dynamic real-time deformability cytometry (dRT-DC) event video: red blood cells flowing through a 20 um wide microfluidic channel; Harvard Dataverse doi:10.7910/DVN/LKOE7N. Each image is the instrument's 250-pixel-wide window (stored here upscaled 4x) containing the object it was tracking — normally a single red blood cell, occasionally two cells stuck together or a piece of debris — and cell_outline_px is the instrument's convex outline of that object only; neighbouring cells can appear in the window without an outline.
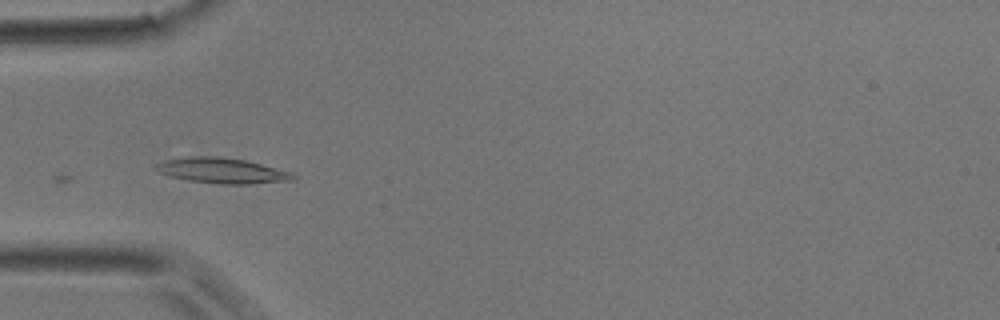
{"species": "common noctule bat (a hibernating species)", "species_latin": "Nyctalus noctula", "temperature_condition": "room temperature", "stored_images_in_passage": 7, "camera_frame_rate_fps": 3000, "um_per_image_px": 0.085, "animal": {"sex": "male", "body_mass_g": 17.9}, "frame": {"image": 1, "passage_image": 5, "time_ms": 1.333, "image_size_px": [1000, 320], "cell_outline_px": [[296, 176], [292, 180], [252, 184], [220, 184], [188, 180], [168, 176], [152, 168], [156, 164], [164, 160], [188, 156], [216, 156], [244, 160], [292, 172]], "centroid_in_image_um": [18.83, 14.5], "position_along_channel_um": 66.2, "area_um2": 20.29}}
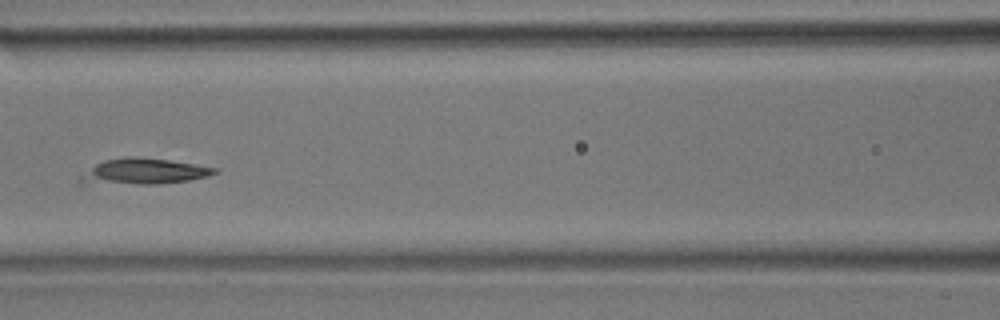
{"frame": {"image": 2, "passage_image": 7, "time_ms": 2.0, "image_size_px": [1000, 320], "cell_outline_px": [[220, 172], [208, 176], [188, 180], [156, 184], [80, 184], [80, 180], [96, 164], [104, 160], [124, 156], [136, 156], [168, 160], [220, 168]], "centroid_in_image_um": [12.27, 14.57], "position_along_channel_um": 154.3, "area_um2": 20.17}}